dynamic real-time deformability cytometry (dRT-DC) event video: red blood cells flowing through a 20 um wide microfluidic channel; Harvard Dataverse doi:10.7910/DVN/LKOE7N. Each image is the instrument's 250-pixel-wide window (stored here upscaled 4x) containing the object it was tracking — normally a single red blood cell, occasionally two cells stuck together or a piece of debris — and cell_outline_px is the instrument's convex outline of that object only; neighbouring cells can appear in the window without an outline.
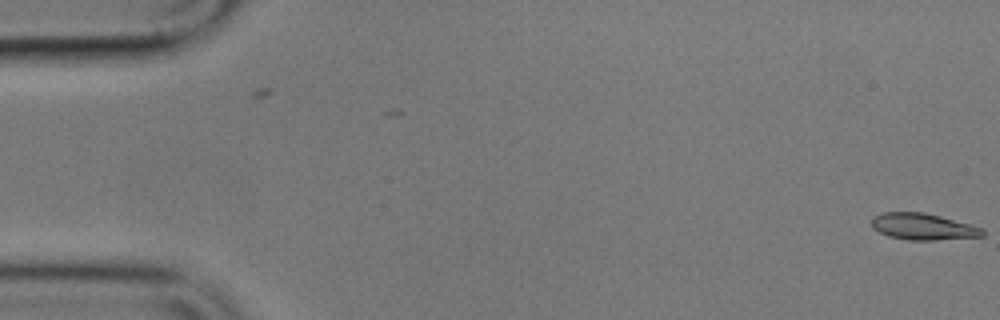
{"species": "common noctule bat (a hibernating species)", "species_latin": "Nyctalus noctula", "temperature_condition": "cold", "stored_images_in_passage": 3, "camera_frame_rate_fps": 3000, "um_per_image_px": 0.085, "animal": {"sex": "male", "body_mass_g": 17.9}, "frame": {"image": 1, "passage_image": 3, "time_ms": 0.667, "image_size_px": [1000, 320], "cell_outline_px": [[984, 236], [936, 240], [908, 240], [888, 236], [872, 228], [872, 216], [884, 212], [924, 212], [940, 216], [984, 228]], "centroid_in_image_um": [78.45, 19.26], "position_along_channel_um": 6.6, "area_um2": 17.17}}